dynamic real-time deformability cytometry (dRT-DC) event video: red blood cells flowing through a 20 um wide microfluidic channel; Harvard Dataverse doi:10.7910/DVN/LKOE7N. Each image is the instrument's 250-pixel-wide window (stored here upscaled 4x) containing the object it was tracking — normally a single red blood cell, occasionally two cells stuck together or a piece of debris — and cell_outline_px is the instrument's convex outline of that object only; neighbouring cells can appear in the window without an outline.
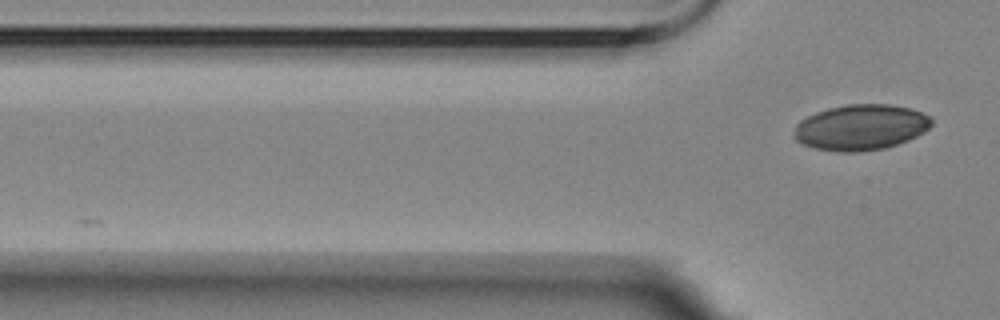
{"species": "Egyptian fruit bat (a non-hibernating species)", "species_latin": "Rousettus aegyptiacus", "temperature_condition": "room temperature", "stored_images_in_passage": 5, "camera_frame_rate_fps": 3000, "um_per_image_px": 0.085, "animal": {"sex": "female"}, "frame": {"image": 1, "passage_image": 5, "time_ms": 5.667, "image_size_px": [1000, 320], "cell_outline_px": [[932, 124], [924, 132], [908, 140], [884, 148], [860, 152], [840, 152], [816, 148], [804, 144], [796, 140], [792, 136], [796, 124], [800, 120], [816, 112], [828, 108], [848, 104], [888, 104], [908, 108], [920, 112], [928, 116], [932, 120]], "centroid_in_image_um": [73.14, 10.82], "position_along_channel_um": 52.7, "area_um2": 36.47}}